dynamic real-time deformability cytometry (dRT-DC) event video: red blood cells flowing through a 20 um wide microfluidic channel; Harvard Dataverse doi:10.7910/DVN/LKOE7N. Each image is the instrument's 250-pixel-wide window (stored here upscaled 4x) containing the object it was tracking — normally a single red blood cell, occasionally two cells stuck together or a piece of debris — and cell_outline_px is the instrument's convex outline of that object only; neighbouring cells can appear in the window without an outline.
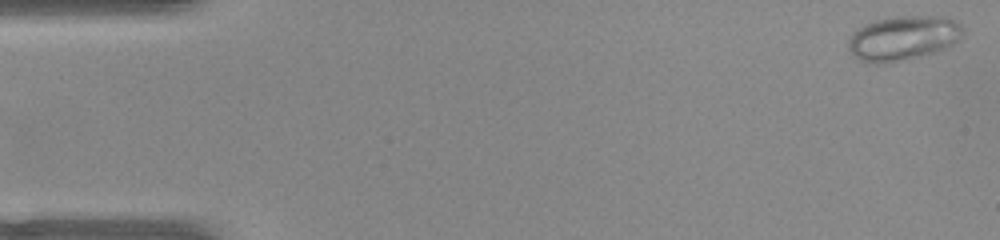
{"species": "common noctule bat (a hibernating species)", "species_latin": "Nyctalus noctula", "temperature_condition": "warm", "stored_images_in_passage": 51, "camera_frame_rate_fps": 3000, "um_per_image_px": 0.085, "animal": {"sex": "female", "body_mass_g": 22.0, "forearm_length_mm": 56.7}, "frame": {"image": 1, "passage_image": 1, "time_ms": 0.0, "image_size_px": [1000, 240], "cell_outline_px": [[964, 36], [960, 40], [948, 48], [924, 56], [908, 60], [888, 64], [868, 64], [860, 60], [852, 52], [848, 44], [848, 40], [852, 32], [864, 24], [888, 16], [936, 16], [952, 20], [960, 24], [964, 28]], "centroid_in_image_um": [76.79, 3.26], "position_along_channel_um": 8.2, "area_um2": 30.46}}
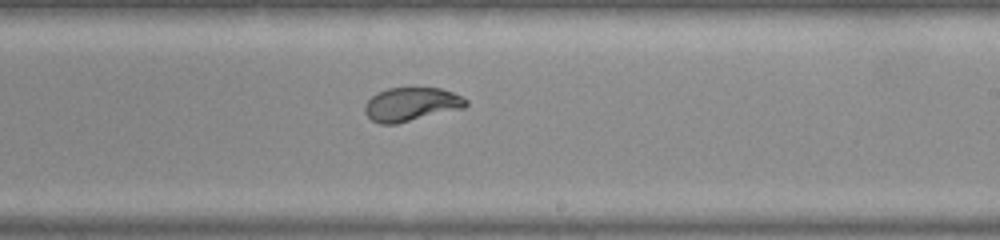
{"frame": {"image": 2, "passage_image": 30, "time_ms": 9.667, "image_size_px": [1000, 240], "cell_outline_px": [[468, 104], [464, 108], [396, 124], [380, 124], [372, 120], [364, 112], [364, 104], [376, 92], [388, 88], [440, 88], [452, 92], [468, 100]], "centroid_in_image_um": [34.94, 8.87], "position_along_channel_um": 254.1, "area_um2": 19.88}}
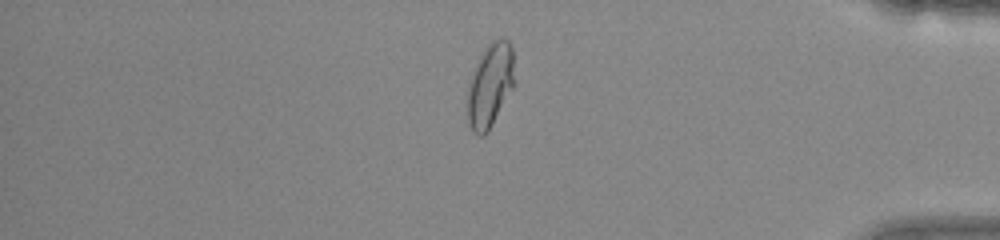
{"frame": {"image": 3, "passage_image": 43, "time_ms": 14.0, "image_size_px": [1000, 240], "cell_outline_px": [[512, 88], [492, 124], [484, 136], [480, 136], [472, 132], [468, 124], [468, 84], [472, 72], [480, 56], [488, 44], [492, 40], [500, 36], [508, 40], [512, 48]], "centroid_in_image_um": [41.62, 7.24], "position_along_channel_um": 393.6, "area_um2": 22.48}, "authors_computed_cell_mechanics": {"area_um2": 21.8484, "velocity_mm_per_s": 3.931, "shape_relaxation_time_tau1_ms": 5.4338, "shape_relaxation_time_tau2_ms": null, "deformation_change_tau1": 0.1835, "deformation_change_tau2": null}}